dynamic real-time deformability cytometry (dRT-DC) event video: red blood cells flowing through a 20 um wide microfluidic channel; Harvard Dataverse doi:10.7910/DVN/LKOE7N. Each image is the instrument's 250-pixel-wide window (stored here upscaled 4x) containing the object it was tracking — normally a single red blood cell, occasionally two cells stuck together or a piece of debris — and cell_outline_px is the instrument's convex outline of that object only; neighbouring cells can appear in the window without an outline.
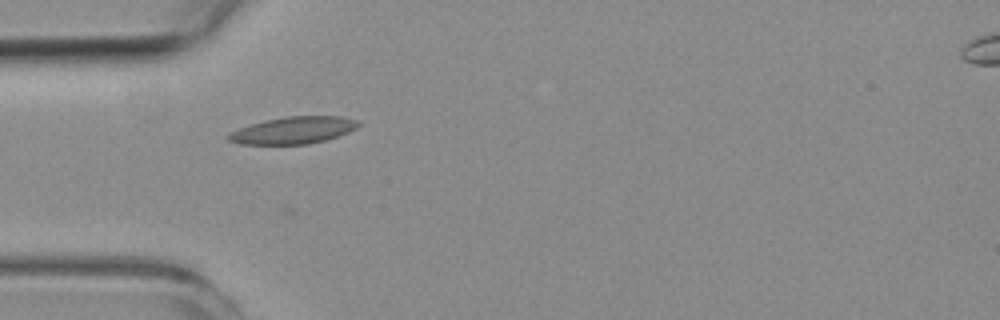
{"species": "common noctule bat (a hibernating species)", "species_latin": "Nyctalus noctula", "temperature_condition": "room temperature", "stored_images_in_passage": 5, "camera_frame_rate_fps": 3000, "um_per_image_px": 0.085, "animal": {"sex": "female", "body_mass_g": 19.3, "forearm_length_mm": 54.1}, "frame": {"image": 1, "passage_image": 4, "time_ms": 3.667, "image_size_px": [1000, 320], "cell_outline_px": [[360, 124], [356, 128], [348, 132], [324, 140], [308, 144], [240, 144], [228, 140], [224, 136], [240, 128], [264, 120], [284, 116], [340, 116], [356, 120]], "centroid_in_image_um": [24.91, 11.07], "position_along_channel_um": 60.1, "area_um2": 20.29}}
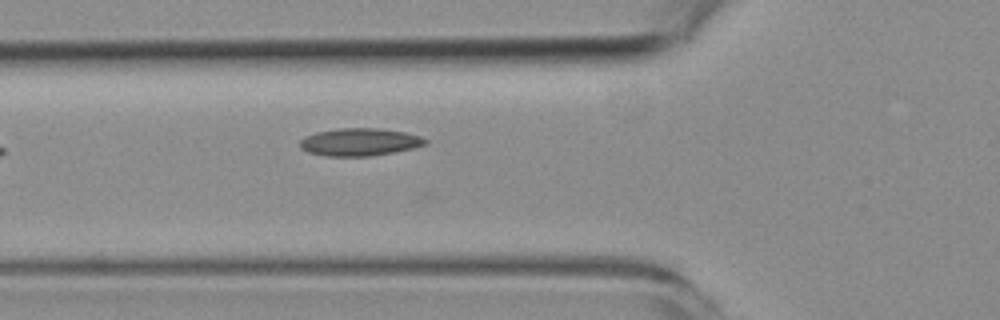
{"frame": {"image": 2, "passage_image": 5, "time_ms": 4.667, "image_size_px": [1000, 320], "cell_outline_px": [[428, 144], [412, 148], [372, 156], [324, 156], [308, 152], [300, 148], [300, 140], [304, 136], [316, 132], [336, 128], [376, 128], [404, 132], [420, 136], [428, 140]], "centroid_in_image_um": [30.54, 12.07], "position_along_channel_um": 95.3, "area_um2": 20.23}}